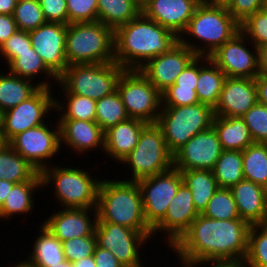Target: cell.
I'll return each instance as SVG.
<instances>
[{
	"mask_svg": "<svg viewBox=\"0 0 267 267\" xmlns=\"http://www.w3.org/2000/svg\"><path fill=\"white\" fill-rule=\"evenodd\" d=\"M6 144L4 138H3V134H2V128L0 125V149Z\"/></svg>",
	"mask_w": 267,
	"mask_h": 267,
	"instance_id": "cell-63",
	"label": "cell"
},
{
	"mask_svg": "<svg viewBox=\"0 0 267 267\" xmlns=\"http://www.w3.org/2000/svg\"><path fill=\"white\" fill-rule=\"evenodd\" d=\"M240 31L255 47L267 44V9L263 8L240 24Z\"/></svg>",
	"mask_w": 267,
	"mask_h": 267,
	"instance_id": "cell-42",
	"label": "cell"
},
{
	"mask_svg": "<svg viewBox=\"0 0 267 267\" xmlns=\"http://www.w3.org/2000/svg\"><path fill=\"white\" fill-rule=\"evenodd\" d=\"M8 69L9 73L31 81L42 73L48 76L49 80L53 79L58 82V77L46 66L33 47L17 53V58H13L8 63Z\"/></svg>",
	"mask_w": 267,
	"mask_h": 267,
	"instance_id": "cell-36",
	"label": "cell"
},
{
	"mask_svg": "<svg viewBox=\"0 0 267 267\" xmlns=\"http://www.w3.org/2000/svg\"><path fill=\"white\" fill-rule=\"evenodd\" d=\"M213 109L200 102L194 105L162 106L157 124L162 128L168 150L174 154L199 132L212 127Z\"/></svg>",
	"mask_w": 267,
	"mask_h": 267,
	"instance_id": "cell-7",
	"label": "cell"
},
{
	"mask_svg": "<svg viewBox=\"0 0 267 267\" xmlns=\"http://www.w3.org/2000/svg\"><path fill=\"white\" fill-rule=\"evenodd\" d=\"M141 9L148 3L149 0H132Z\"/></svg>",
	"mask_w": 267,
	"mask_h": 267,
	"instance_id": "cell-62",
	"label": "cell"
},
{
	"mask_svg": "<svg viewBox=\"0 0 267 267\" xmlns=\"http://www.w3.org/2000/svg\"><path fill=\"white\" fill-rule=\"evenodd\" d=\"M141 193L144 216L153 229L166 215L169 203L183 183L179 169H171L137 181Z\"/></svg>",
	"mask_w": 267,
	"mask_h": 267,
	"instance_id": "cell-11",
	"label": "cell"
},
{
	"mask_svg": "<svg viewBox=\"0 0 267 267\" xmlns=\"http://www.w3.org/2000/svg\"><path fill=\"white\" fill-rule=\"evenodd\" d=\"M60 144L73 149L77 154L95 150H104V131L95 121L79 119H58ZM98 146V147H97ZM76 150V151H75Z\"/></svg>",
	"mask_w": 267,
	"mask_h": 267,
	"instance_id": "cell-23",
	"label": "cell"
},
{
	"mask_svg": "<svg viewBox=\"0 0 267 267\" xmlns=\"http://www.w3.org/2000/svg\"><path fill=\"white\" fill-rule=\"evenodd\" d=\"M199 103L196 88L170 86L162 93V106H184Z\"/></svg>",
	"mask_w": 267,
	"mask_h": 267,
	"instance_id": "cell-47",
	"label": "cell"
},
{
	"mask_svg": "<svg viewBox=\"0 0 267 267\" xmlns=\"http://www.w3.org/2000/svg\"><path fill=\"white\" fill-rule=\"evenodd\" d=\"M51 81L32 84L31 80L11 73H0V114L31 97L40 87L51 88Z\"/></svg>",
	"mask_w": 267,
	"mask_h": 267,
	"instance_id": "cell-27",
	"label": "cell"
},
{
	"mask_svg": "<svg viewBox=\"0 0 267 267\" xmlns=\"http://www.w3.org/2000/svg\"><path fill=\"white\" fill-rule=\"evenodd\" d=\"M41 225L40 235L33 243V251L29 253L28 260L23 262L30 267H49L64 262L66 259L62 242Z\"/></svg>",
	"mask_w": 267,
	"mask_h": 267,
	"instance_id": "cell-29",
	"label": "cell"
},
{
	"mask_svg": "<svg viewBox=\"0 0 267 267\" xmlns=\"http://www.w3.org/2000/svg\"><path fill=\"white\" fill-rule=\"evenodd\" d=\"M244 264L246 267H267V223L250 226Z\"/></svg>",
	"mask_w": 267,
	"mask_h": 267,
	"instance_id": "cell-39",
	"label": "cell"
},
{
	"mask_svg": "<svg viewBox=\"0 0 267 267\" xmlns=\"http://www.w3.org/2000/svg\"><path fill=\"white\" fill-rule=\"evenodd\" d=\"M51 88L40 87L31 97L1 114L3 138L8 143L16 135L44 124L46 114L55 109Z\"/></svg>",
	"mask_w": 267,
	"mask_h": 267,
	"instance_id": "cell-12",
	"label": "cell"
},
{
	"mask_svg": "<svg viewBox=\"0 0 267 267\" xmlns=\"http://www.w3.org/2000/svg\"><path fill=\"white\" fill-rule=\"evenodd\" d=\"M255 82L257 85L258 103L267 106V75L258 74L255 77Z\"/></svg>",
	"mask_w": 267,
	"mask_h": 267,
	"instance_id": "cell-53",
	"label": "cell"
},
{
	"mask_svg": "<svg viewBox=\"0 0 267 267\" xmlns=\"http://www.w3.org/2000/svg\"><path fill=\"white\" fill-rule=\"evenodd\" d=\"M226 77L223 71L209 57L200 56V71L196 87L199 102L214 109Z\"/></svg>",
	"mask_w": 267,
	"mask_h": 267,
	"instance_id": "cell-28",
	"label": "cell"
},
{
	"mask_svg": "<svg viewBox=\"0 0 267 267\" xmlns=\"http://www.w3.org/2000/svg\"><path fill=\"white\" fill-rule=\"evenodd\" d=\"M121 163L131 168L132 176L126 181L134 182L171 169L173 154L167 148L162 128L157 123H147L138 144Z\"/></svg>",
	"mask_w": 267,
	"mask_h": 267,
	"instance_id": "cell-9",
	"label": "cell"
},
{
	"mask_svg": "<svg viewBox=\"0 0 267 267\" xmlns=\"http://www.w3.org/2000/svg\"><path fill=\"white\" fill-rule=\"evenodd\" d=\"M200 56H196L176 78L172 86L179 88H196L200 71Z\"/></svg>",
	"mask_w": 267,
	"mask_h": 267,
	"instance_id": "cell-50",
	"label": "cell"
},
{
	"mask_svg": "<svg viewBox=\"0 0 267 267\" xmlns=\"http://www.w3.org/2000/svg\"><path fill=\"white\" fill-rule=\"evenodd\" d=\"M250 225L242 219L217 220L202 214L172 246L187 261H244Z\"/></svg>",
	"mask_w": 267,
	"mask_h": 267,
	"instance_id": "cell-1",
	"label": "cell"
},
{
	"mask_svg": "<svg viewBox=\"0 0 267 267\" xmlns=\"http://www.w3.org/2000/svg\"><path fill=\"white\" fill-rule=\"evenodd\" d=\"M93 258L96 267H124L118 259L109 250L103 249L96 245Z\"/></svg>",
	"mask_w": 267,
	"mask_h": 267,
	"instance_id": "cell-51",
	"label": "cell"
},
{
	"mask_svg": "<svg viewBox=\"0 0 267 267\" xmlns=\"http://www.w3.org/2000/svg\"><path fill=\"white\" fill-rule=\"evenodd\" d=\"M61 89L63 91L62 93H65V100L67 101L65 102V106L64 104L60 103L62 100L55 98V110L61 112L59 113L60 116L58 119H79L84 121H95V100L77 94H70L62 86Z\"/></svg>",
	"mask_w": 267,
	"mask_h": 267,
	"instance_id": "cell-37",
	"label": "cell"
},
{
	"mask_svg": "<svg viewBox=\"0 0 267 267\" xmlns=\"http://www.w3.org/2000/svg\"><path fill=\"white\" fill-rule=\"evenodd\" d=\"M97 7L98 21L114 31L142 12L132 0H98Z\"/></svg>",
	"mask_w": 267,
	"mask_h": 267,
	"instance_id": "cell-32",
	"label": "cell"
},
{
	"mask_svg": "<svg viewBox=\"0 0 267 267\" xmlns=\"http://www.w3.org/2000/svg\"><path fill=\"white\" fill-rule=\"evenodd\" d=\"M20 262V263H19ZM16 265H13V267H30V266H28L27 264H25L24 262H23V260H22V262L21 261H19ZM12 267V266H11Z\"/></svg>",
	"mask_w": 267,
	"mask_h": 267,
	"instance_id": "cell-64",
	"label": "cell"
},
{
	"mask_svg": "<svg viewBox=\"0 0 267 267\" xmlns=\"http://www.w3.org/2000/svg\"><path fill=\"white\" fill-rule=\"evenodd\" d=\"M249 40L239 31L219 47L209 58L227 77L255 78L259 74L258 48L253 44L252 52L246 42ZM245 44V45H244Z\"/></svg>",
	"mask_w": 267,
	"mask_h": 267,
	"instance_id": "cell-15",
	"label": "cell"
},
{
	"mask_svg": "<svg viewBox=\"0 0 267 267\" xmlns=\"http://www.w3.org/2000/svg\"><path fill=\"white\" fill-rule=\"evenodd\" d=\"M202 1L212 6L227 7L231 0H202Z\"/></svg>",
	"mask_w": 267,
	"mask_h": 267,
	"instance_id": "cell-59",
	"label": "cell"
},
{
	"mask_svg": "<svg viewBox=\"0 0 267 267\" xmlns=\"http://www.w3.org/2000/svg\"><path fill=\"white\" fill-rule=\"evenodd\" d=\"M40 187L42 188V181H26L14 184L0 207V218H8L9 220L15 214L31 212L34 208L33 192Z\"/></svg>",
	"mask_w": 267,
	"mask_h": 267,
	"instance_id": "cell-33",
	"label": "cell"
},
{
	"mask_svg": "<svg viewBox=\"0 0 267 267\" xmlns=\"http://www.w3.org/2000/svg\"><path fill=\"white\" fill-rule=\"evenodd\" d=\"M73 267H96V264L93 256H89L73 262Z\"/></svg>",
	"mask_w": 267,
	"mask_h": 267,
	"instance_id": "cell-58",
	"label": "cell"
},
{
	"mask_svg": "<svg viewBox=\"0 0 267 267\" xmlns=\"http://www.w3.org/2000/svg\"><path fill=\"white\" fill-rule=\"evenodd\" d=\"M242 157L244 178L267 189V143L249 145Z\"/></svg>",
	"mask_w": 267,
	"mask_h": 267,
	"instance_id": "cell-34",
	"label": "cell"
},
{
	"mask_svg": "<svg viewBox=\"0 0 267 267\" xmlns=\"http://www.w3.org/2000/svg\"><path fill=\"white\" fill-rule=\"evenodd\" d=\"M18 30L13 15L0 14V47Z\"/></svg>",
	"mask_w": 267,
	"mask_h": 267,
	"instance_id": "cell-52",
	"label": "cell"
},
{
	"mask_svg": "<svg viewBox=\"0 0 267 267\" xmlns=\"http://www.w3.org/2000/svg\"><path fill=\"white\" fill-rule=\"evenodd\" d=\"M96 211L97 222H109L139 232H152L145 220L137 182L101 179Z\"/></svg>",
	"mask_w": 267,
	"mask_h": 267,
	"instance_id": "cell-3",
	"label": "cell"
},
{
	"mask_svg": "<svg viewBox=\"0 0 267 267\" xmlns=\"http://www.w3.org/2000/svg\"><path fill=\"white\" fill-rule=\"evenodd\" d=\"M200 213L195 209L190 189L182 183L171 200L164 218L152 229V234L163 231L172 247L190 228Z\"/></svg>",
	"mask_w": 267,
	"mask_h": 267,
	"instance_id": "cell-19",
	"label": "cell"
},
{
	"mask_svg": "<svg viewBox=\"0 0 267 267\" xmlns=\"http://www.w3.org/2000/svg\"><path fill=\"white\" fill-rule=\"evenodd\" d=\"M211 263V267H246L244 264V261H238V260H224V261H201L197 263L198 265H204V264Z\"/></svg>",
	"mask_w": 267,
	"mask_h": 267,
	"instance_id": "cell-54",
	"label": "cell"
},
{
	"mask_svg": "<svg viewBox=\"0 0 267 267\" xmlns=\"http://www.w3.org/2000/svg\"><path fill=\"white\" fill-rule=\"evenodd\" d=\"M183 183L190 189L195 209L201 214L219 186L212 170H180Z\"/></svg>",
	"mask_w": 267,
	"mask_h": 267,
	"instance_id": "cell-31",
	"label": "cell"
},
{
	"mask_svg": "<svg viewBox=\"0 0 267 267\" xmlns=\"http://www.w3.org/2000/svg\"><path fill=\"white\" fill-rule=\"evenodd\" d=\"M240 31V24L232 17L226 7L212 6L203 1L196 8L186 29L179 36V42L186 45L197 56L209 57L225 42ZM191 36L203 46L186 40L183 35ZM190 34V35H189ZM184 37V38H183Z\"/></svg>",
	"mask_w": 267,
	"mask_h": 267,
	"instance_id": "cell-4",
	"label": "cell"
},
{
	"mask_svg": "<svg viewBox=\"0 0 267 267\" xmlns=\"http://www.w3.org/2000/svg\"><path fill=\"white\" fill-rule=\"evenodd\" d=\"M259 74L267 75V44L258 47Z\"/></svg>",
	"mask_w": 267,
	"mask_h": 267,
	"instance_id": "cell-55",
	"label": "cell"
},
{
	"mask_svg": "<svg viewBox=\"0 0 267 267\" xmlns=\"http://www.w3.org/2000/svg\"><path fill=\"white\" fill-rule=\"evenodd\" d=\"M201 214L217 220L241 219L229 188H218Z\"/></svg>",
	"mask_w": 267,
	"mask_h": 267,
	"instance_id": "cell-40",
	"label": "cell"
},
{
	"mask_svg": "<svg viewBox=\"0 0 267 267\" xmlns=\"http://www.w3.org/2000/svg\"><path fill=\"white\" fill-rule=\"evenodd\" d=\"M32 48L30 35L27 31L16 30L0 47V55L3 60L9 63L13 58H17V53L30 50Z\"/></svg>",
	"mask_w": 267,
	"mask_h": 267,
	"instance_id": "cell-46",
	"label": "cell"
},
{
	"mask_svg": "<svg viewBox=\"0 0 267 267\" xmlns=\"http://www.w3.org/2000/svg\"><path fill=\"white\" fill-rule=\"evenodd\" d=\"M95 235L97 245L112 252L124 267H144L139 250L142 244L145 245L152 238V232H139L109 222H96Z\"/></svg>",
	"mask_w": 267,
	"mask_h": 267,
	"instance_id": "cell-13",
	"label": "cell"
},
{
	"mask_svg": "<svg viewBox=\"0 0 267 267\" xmlns=\"http://www.w3.org/2000/svg\"><path fill=\"white\" fill-rule=\"evenodd\" d=\"M229 189L242 220L250 226L267 223V189L246 179Z\"/></svg>",
	"mask_w": 267,
	"mask_h": 267,
	"instance_id": "cell-24",
	"label": "cell"
},
{
	"mask_svg": "<svg viewBox=\"0 0 267 267\" xmlns=\"http://www.w3.org/2000/svg\"><path fill=\"white\" fill-rule=\"evenodd\" d=\"M0 179L12 183L42 181L40 172L8 143L0 149Z\"/></svg>",
	"mask_w": 267,
	"mask_h": 267,
	"instance_id": "cell-30",
	"label": "cell"
},
{
	"mask_svg": "<svg viewBox=\"0 0 267 267\" xmlns=\"http://www.w3.org/2000/svg\"><path fill=\"white\" fill-rule=\"evenodd\" d=\"M13 17L17 28L27 32L35 30L47 22L39 0L17 1Z\"/></svg>",
	"mask_w": 267,
	"mask_h": 267,
	"instance_id": "cell-41",
	"label": "cell"
},
{
	"mask_svg": "<svg viewBox=\"0 0 267 267\" xmlns=\"http://www.w3.org/2000/svg\"><path fill=\"white\" fill-rule=\"evenodd\" d=\"M257 102L255 78L226 77L214 115L242 117Z\"/></svg>",
	"mask_w": 267,
	"mask_h": 267,
	"instance_id": "cell-20",
	"label": "cell"
},
{
	"mask_svg": "<svg viewBox=\"0 0 267 267\" xmlns=\"http://www.w3.org/2000/svg\"><path fill=\"white\" fill-rule=\"evenodd\" d=\"M15 183L0 179V207L6 200L7 195Z\"/></svg>",
	"mask_w": 267,
	"mask_h": 267,
	"instance_id": "cell-57",
	"label": "cell"
},
{
	"mask_svg": "<svg viewBox=\"0 0 267 267\" xmlns=\"http://www.w3.org/2000/svg\"><path fill=\"white\" fill-rule=\"evenodd\" d=\"M197 55L178 42L168 52L147 61L139 71L162 94Z\"/></svg>",
	"mask_w": 267,
	"mask_h": 267,
	"instance_id": "cell-17",
	"label": "cell"
},
{
	"mask_svg": "<svg viewBox=\"0 0 267 267\" xmlns=\"http://www.w3.org/2000/svg\"><path fill=\"white\" fill-rule=\"evenodd\" d=\"M242 164V151H222L212 170L219 188H230L245 179Z\"/></svg>",
	"mask_w": 267,
	"mask_h": 267,
	"instance_id": "cell-35",
	"label": "cell"
},
{
	"mask_svg": "<svg viewBox=\"0 0 267 267\" xmlns=\"http://www.w3.org/2000/svg\"><path fill=\"white\" fill-rule=\"evenodd\" d=\"M75 167L48 166L41 172L42 187L54 185L57 202L65 208H96L100 179Z\"/></svg>",
	"mask_w": 267,
	"mask_h": 267,
	"instance_id": "cell-6",
	"label": "cell"
},
{
	"mask_svg": "<svg viewBox=\"0 0 267 267\" xmlns=\"http://www.w3.org/2000/svg\"><path fill=\"white\" fill-rule=\"evenodd\" d=\"M212 127L218 134L223 150L244 151L255 143L242 117L214 115Z\"/></svg>",
	"mask_w": 267,
	"mask_h": 267,
	"instance_id": "cell-26",
	"label": "cell"
},
{
	"mask_svg": "<svg viewBox=\"0 0 267 267\" xmlns=\"http://www.w3.org/2000/svg\"><path fill=\"white\" fill-rule=\"evenodd\" d=\"M65 259L70 262L93 256L96 236L77 237L62 242Z\"/></svg>",
	"mask_w": 267,
	"mask_h": 267,
	"instance_id": "cell-44",
	"label": "cell"
},
{
	"mask_svg": "<svg viewBox=\"0 0 267 267\" xmlns=\"http://www.w3.org/2000/svg\"><path fill=\"white\" fill-rule=\"evenodd\" d=\"M147 123L129 118L104 132V154L117 162L127 157L138 144L141 131Z\"/></svg>",
	"mask_w": 267,
	"mask_h": 267,
	"instance_id": "cell-25",
	"label": "cell"
},
{
	"mask_svg": "<svg viewBox=\"0 0 267 267\" xmlns=\"http://www.w3.org/2000/svg\"><path fill=\"white\" fill-rule=\"evenodd\" d=\"M201 2L202 0H149L142 8V13L179 37Z\"/></svg>",
	"mask_w": 267,
	"mask_h": 267,
	"instance_id": "cell-22",
	"label": "cell"
},
{
	"mask_svg": "<svg viewBox=\"0 0 267 267\" xmlns=\"http://www.w3.org/2000/svg\"><path fill=\"white\" fill-rule=\"evenodd\" d=\"M223 149L213 127L199 132L173 154L179 170H213Z\"/></svg>",
	"mask_w": 267,
	"mask_h": 267,
	"instance_id": "cell-16",
	"label": "cell"
},
{
	"mask_svg": "<svg viewBox=\"0 0 267 267\" xmlns=\"http://www.w3.org/2000/svg\"><path fill=\"white\" fill-rule=\"evenodd\" d=\"M17 0H0V14L13 15Z\"/></svg>",
	"mask_w": 267,
	"mask_h": 267,
	"instance_id": "cell-56",
	"label": "cell"
},
{
	"mask_svg": "<svg viewBox=\"0 0 267 267\" xmlns=\"http://www.w3.org/2000/svg\"><path fill=\"white\" fill-rule=\"evenodd\" d=\"M47 22H56L68 25L66 0H39Z\"/></svg>",
	"mask_w": 267,
	"mask_h": 267,
	"instance_id": "cell-49",
	"label": "cell"
},
{
	"mask_svg": "<svg viewBox=\"0 0 267 267\" xmlns=\"http://www.w3.org/2000/svg\"><path fill=\"white\" fill-rule=\"evenodd\" d=\"M179 260H181V265L182 267H196L197 263L196 262H192V261H187V260H184L182 258H179Z\"/></svg>",
	"mask_w": 267,
	"mask_h": 267,
	"instance_id": "cell-60",
	"label": "cell"
},
{
	"mask_svg": "<svg viewBox=\"0 0 267 267\" xmlns=\"http://www.w3.org/2000/svg\"><path fill=\"white\" fill-rule=\"evenodd\" d=\"M65 55L68 66L115 62L114 30L99 21L68 24Z\"/></svg>",
	"mask_w": 267,
	"mask_h": 267,
	"instance_id": "cell-5",
	"label": "cell"
},
{
	"mask_svg": "<svg viewBox=\"0 0 267 267\" xmlns=\"http://www.w3.org/2000/svg\"><path fill=\"white\" fill-rule=\"evenodd\" d=\"M49 267H73V262L65 260L62 263L51 265Z\"/></svg>",
	"mask_w": 267,
	"mask_h": 267,
	"instance_id": "cell-61",
	"label": "cell"
},
{
	"mask_svg": "<svg viewBox=\"0 0 267 267\" xmlns=\"http://www.w3.org/2000/svg\"><path fill=\"white\" fill-rule=\"evenodd\" d=\"M67 25L45 22L29 31L31 45L46 66L59 78L68 67L65 55Z\"/></svg>",
	"mask_w": 267,
	"mask_h": 267,
	"instance_id": "cell-18",
	"label": "cell"
},
{
	"mask_svg": "<svg viewBox=\"0 0 267 267\" xmlns=\"http://www.w3.org/2000/svg\"><path fill=\"white\" fill-rule=\"evenodd\" d=\"M179 37L142 12L114 31L115 62L123 69H140L147 61L168 52Z\"/></svg>",
	"mask_w": 267,
	"mask_h": 267,
	"instance_id": "cell-2",
	"label": "cell"
},
{
	"mask_svg": "<svg viewBox=\"0 0 267 267\" xmlns=\"http://www.w3.org/2000/svg\"><path fill=\"white\" fill-rule=\"evenodd\" d=\"M56 122L55 126L51 125L52 129L44 123L16 135L8 142L38 172L48 167V159L60 151V129Z\"/></svg>",
	"mask_w": 267,
	"mask_h": 267,
	"instance_id": "cell-14",
	"label": "cell"
},
{
	"mask_svg": "<svg viewBox=\"0 0 267 267\" xmlns=\"http://www.w3.org/2000/svg\"><path fill=\"white\" fill-rule=\"evenodd\" d=\"M128 119L129 116L117 89L111 94L96 101L95 122L104 132Z\"/></svg>",
	"mask_w": 267,
	"mask_h": 267,
	"instance_id": "cell-38",
	"label": "cell"
},
{
	"mask_svg": "<svg viewBox=\"0 0 267 267\" xmlns=\"http://www.w3.org/2000/svg\"><path fill=\"white\" fill-rule=\"evenodd\" d=\"M124 69L116 62L105 64L69 65L58 78L68 93L98 101L116 90L117 81Z\"/></svg>",
	"mask_w": 267,
	"mask_h": 267,
	"instance_id": "cell-8",
	"label": "cell"
},
{
	"mask_svg": "<svg viewBox=\"0 0 267 267\" xmlns=\"http://www.w3.org/2000/svg\"><path fill=\"white\" fill-rule=\"evenodd\" d=\"M116 89L129 118L157 123L162 108V94L138 69H124Z\"/></svg>",
	"mask_w": 267,
	"mask_h": 267,
	"instance_id": "cell-10",
	"label": "cell"
},
{
	"mask_svg": "<svg viewBox=\"0 0 267 267\" xmlns=\"http://www.w3.org/2000/svg\"><path fill=\"white\" fill-rule=\"evenodd\" d=\"M255 143H267V106L256 103L243 116Z\"/></svg>",
	"mask_w": 267,
	"mask_h": 267,
	"instance_id": "cell-43",
	"label": "cell"
},
{
	"mask_svg": "<svg viewBox=\"0 0 267 267\" xmlns=\"http://www.w3.org/2000/svg\"><path fill=\"white\" fill-rule=\"evenodd\" d=\"M264 8L267 9V0H265V7Z\"/></svg>",
	"mask_w": 267,
	"mask_h": 267,
	"instance_id": "cell-65",
	"label": "cell"
},
{
	"mask_svg": "<svg viewBox=\"0 0 267 267\" xmlns=\"http://www.w3.org/2000/svg\"><path fill=\"white\" fill-rule=\"evenodd\" d=\"M90 215L94 216L92 220ZM96 222V208H63L51 214L43 225L63 242L77 237L96 236Z\"/></svg>",
	"mask_w": 267,
	"mask_h": 267,
	"instance_id": "cell-21",
	"label": "cell"
},
{
	"mask_svg": "<svg viewBox=\"0 0 267 267\" xmlns=\"http://www.w3.org/2000/svg\"><path fill=\"white\" fill-rule=\"evenodd\" d=\"M68 24L98 21V0H66Z\"/></svg>",
	"mask_w": 267,
	"mask_h": 267,
	"instance_id": "cell-45",
	"label": "cell"
},
{
	"mask_svg": "<svg viewBox=\"0 0 267 267\" xmlns=\"http://www.w3.org/2000/svg\"><path fill=\"white\" fill-rule=\"evenodd\" d=\"M265 7V0H231L226 7L232 17L241 24L249 16Z\"/></svg>",
	"mask_w": 267,
	"mask_h": 267,
	"instance_id": "cell-48",
	"label": "cell"
}]
</instances>
